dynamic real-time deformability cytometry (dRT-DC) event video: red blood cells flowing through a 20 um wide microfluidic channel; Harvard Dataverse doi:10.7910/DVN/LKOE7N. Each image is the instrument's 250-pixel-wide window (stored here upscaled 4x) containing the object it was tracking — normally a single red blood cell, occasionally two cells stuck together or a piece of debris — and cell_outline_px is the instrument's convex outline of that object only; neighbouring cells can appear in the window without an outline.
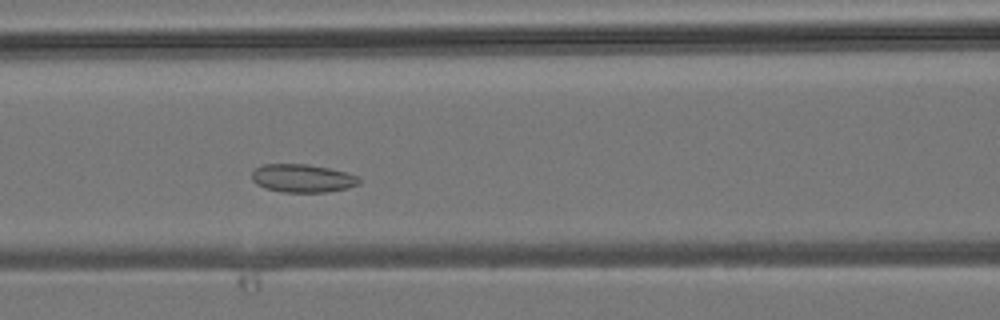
{"species": "common noctule bat (a hibernating species)", "species_latin": "Nyctalus noctula", "temperature_condition": "room temperature", "stored_images_in_passage": 32, "camera_frame_rate_fps": 3000, "um_per_image_px": 0.085, "animal": {"sex": "male", "body_mass_g": 19.2, "forearm_length_mm": 51.8}, "frame": {"image": 1, "passage_image": 12, "time_ms": 3.667, "image_size_px": [1000, 320], "cell_outline_px": [[360, 184], [348, 188], [324, 192], [280, 192], [264, 188], [256, 184], [252, 180], [252, 172], [256, 168], [264, 164], [308, 164], [328, 168], [360, 176]], "centroid_in_image_um": [25.71, 15.16], "position_along_channel_um": 140.9, "area_um2": 17.69}}
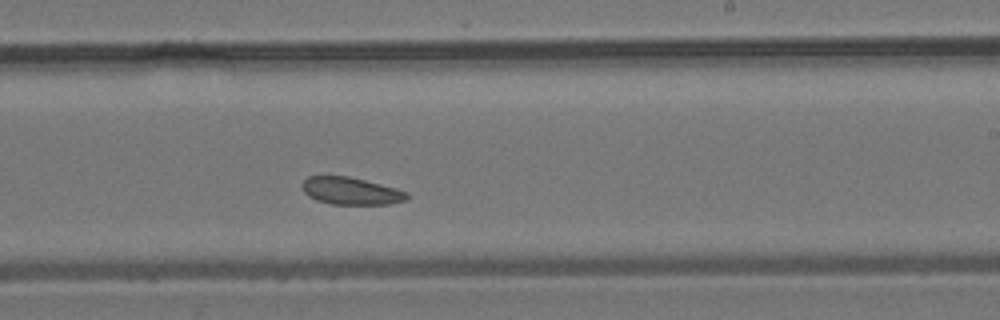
{"frame": {"image": 2, "passage_image": 20, "time_ms": 6.333, "image_size_px": [1000, 320], "cell_outline_px": [[408, 200], [388, 204], [332, 204], [316, 200], [308, 196], [304, 192], [304, 180], [308, 176], [348, 176], [396, 188], [408, 192]], "centroid_in_image_um": [29.86, 16.24], "position_along_channel_um": 259.1, "area_um2": 16.53}}
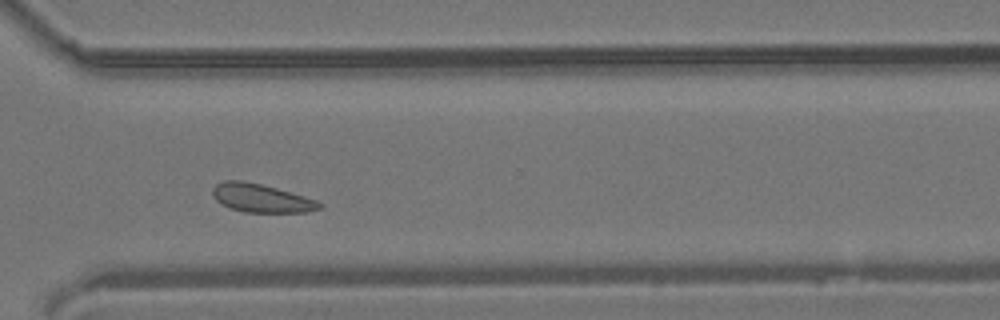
{"frame": {"image": 3, "passage_image": 26, "time_ms": 8.333, "image_size_px": [1000, 320], "cell_outline_px": [[324, 204], [320, 208], [308, 212], [244, 212], [220, 204], [212, 196], [212, 188], [216, 184], [224, 180], [244, 180], [276, 188], [304, 196], [316, 200]], "centroid_in_image_um": [22.18, 16.83], "position_along_channel_um": 348.4, "area_um2": 17.69}}